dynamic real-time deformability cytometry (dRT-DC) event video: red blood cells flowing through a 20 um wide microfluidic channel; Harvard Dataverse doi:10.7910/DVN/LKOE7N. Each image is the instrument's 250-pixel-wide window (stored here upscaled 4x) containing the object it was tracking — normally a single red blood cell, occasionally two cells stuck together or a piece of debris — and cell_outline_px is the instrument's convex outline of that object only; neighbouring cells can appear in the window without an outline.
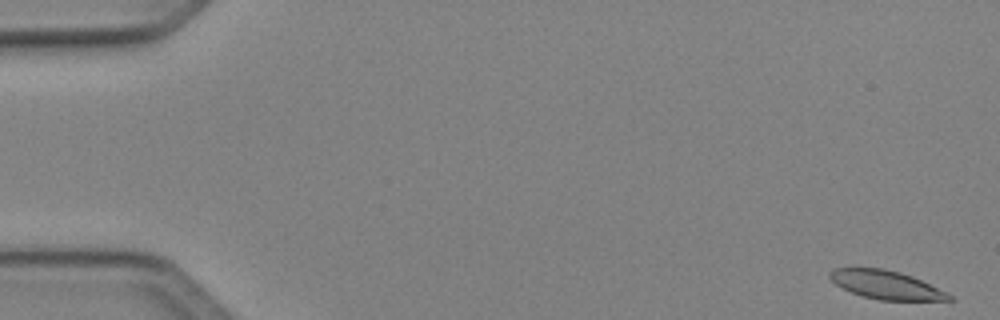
{"species": "Egyptian fruit bat (a non-hibernating species)", "species_latin": "Rousettus aegyptiacus", "temperature_condition": "cold", "stored_images_in_passage": 50, "camera_frame_rate_fps": 3000, "um_per_image_px": 0.085, "animal": {"sex": "female"}, "frame": {"image": 1, "passage_image": 1, "time_ms": 0.0, "image_size_px": [1000, 320], "cell_outline_px": [[956, 300], [880, 300], [864, 296], [852, 292], [836, 284], [828, 276], [828, 272], [832, 268], [884, 268], [900, 272], [912, 276], [948, 292]], "centroid_in_image_um": [75.34, 24.2], "position_along_channel_um": 9.7, "area_um2": 19.71}}
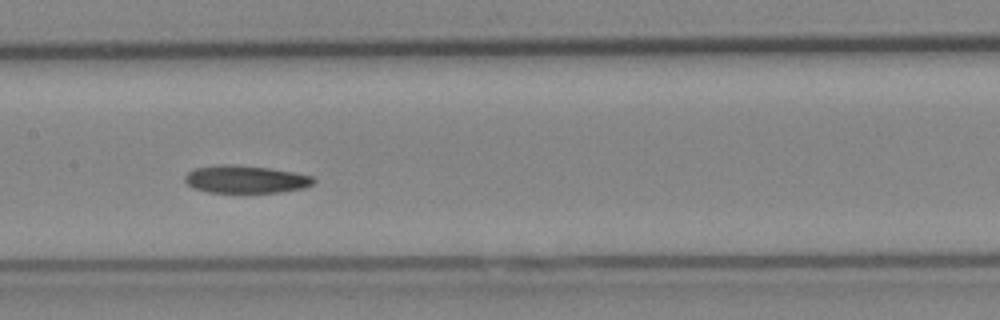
{"frame": {"image": 2, "passage_image": 25, "time_ms": 8.0, "image_size_px": [1000, 320], "cell_outline_px": [[316, 180], [312, 184], [304, 188], [280, 192], [208, 192], [192, 188], [184, 180], [184, 176], [188, 172], [196, 168], [220, 164], [228, 164], [268, 168], [292, 172], [312, 176]], "centroid_in_image_um": [20.85, 15.24], "position_along_channel_um": 186.5, "area_um2": 20.58}}
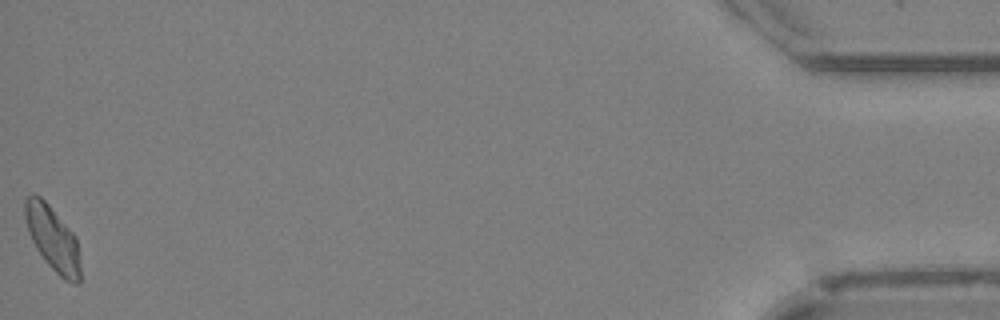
{"frame": {"image": 3, "passage_image": 50, "time_ms": 16.333, "image_size_px": [1000, 320], "cell_outline_px": [[80, 284], [72, 284], [64, 280], [44, 260], [36, 248], [28, 232], [24, 216], [24, 200], [32, 192], [36, 192], [48, 204], [76, 236], [80, 268]], "centroid_in_image_um": [4.46, 20.26], "position_along_channel_um": 430.7, "area_um2": 20.92}, "authors_computed_cell_mechanics": {"area_um2": 20.8658, "velocity_mm_per_s": 4.063, "shape_relaxation_time_tau1_ms": 5.8812, "shape_relaxation_time_tau2_ms": 6.2857, "deformation_change_tau1": 0.1414, "deformation_change_tau2": 0.129}}